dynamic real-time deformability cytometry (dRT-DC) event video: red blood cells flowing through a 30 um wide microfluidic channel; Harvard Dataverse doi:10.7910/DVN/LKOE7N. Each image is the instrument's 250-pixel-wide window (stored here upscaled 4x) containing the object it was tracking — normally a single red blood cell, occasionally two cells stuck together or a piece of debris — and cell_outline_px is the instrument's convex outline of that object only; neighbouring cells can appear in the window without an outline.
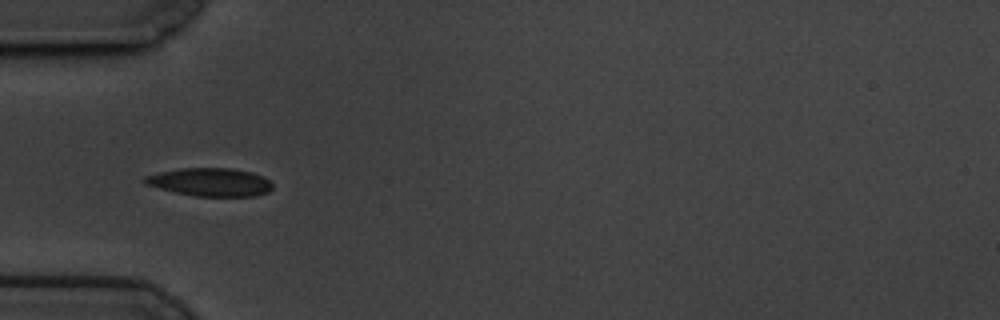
{"species": "common noctule bat (a hibernating species)", "species_latin": "Nyctalus noctula", "temperature_condition": "cold", "stored_images_in_passage": 10, "camera_frame_rate_fps": 3000, "um_per_image_px": 0.085, "animal": {"sex": "male", "body_mass_g": 19.5, "forearm_length_mm": 54.6}, "frame": {"image": 1, "passage_image": 4, "time_ms": 1.0, "image_size_px": [1000, 320], "cell_outline_px": [[272, 188], [268, 192], [256, 196], [196, 196], [176, 192], [144, 184], [140, 180], [144, 176], [160, 172], [180, 168], [232, 168], [252, 172], [264, 176], [272, 184]], "centroid_in_image_um": [17.86, 15.47], "position_along_channel_um": 67.1, "area_um2": 21.04}}
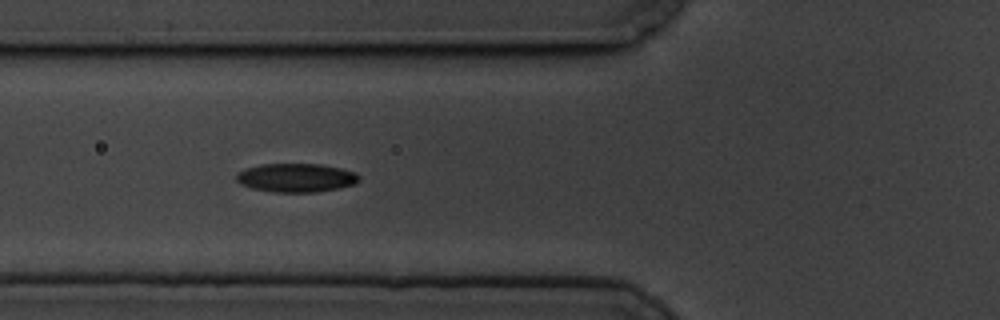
{"frame": {"image": 2, "passage_image": 7, "time_ms": 2.0, "image_size_px": [1000, 320], "cell_outline_px": [[360, 180], [356, 184], [340, 188], [316, 192], [272, 192], [252, 188], [240, 184], [236, 180], [236, 172], [244, 168], [260, 164], [320, 164], [340, 168], [356, 172], [360, 176]], "centroid_in_image_um": [25.17, 15.11], "position_along_channel_um": 100.6, "area_um2": 20.81}}